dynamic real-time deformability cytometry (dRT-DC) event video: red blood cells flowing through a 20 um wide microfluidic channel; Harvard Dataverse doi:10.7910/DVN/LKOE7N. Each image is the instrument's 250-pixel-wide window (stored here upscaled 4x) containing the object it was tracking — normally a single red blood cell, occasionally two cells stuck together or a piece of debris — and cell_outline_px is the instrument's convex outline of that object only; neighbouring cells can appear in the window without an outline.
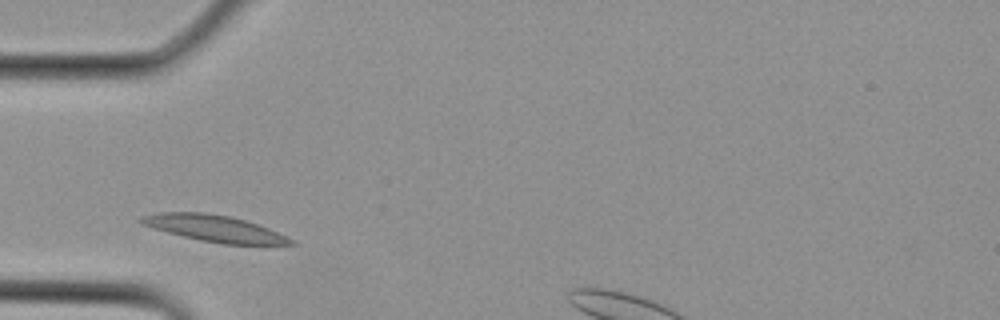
{"species": "Egyptian fruit bat (a non-hibernating species)", "species_latin": "Rousettus aegyptiacus", "temperature_condition": "cold", "stored_images_in_passage": 3, "camera_frame_rate_fps": 3000, "um_per_image_px": 0.085, "animal": {"sex": "female"}, "frame": {"image": 1, "passage_image": 2, "time_ms": 0.333, "image_size_px": [1000, 320], "cell_outline_px": [[296, 244], [224, 244], [200, 240], [152, 228], [136, 220], [140, 216], [160, 212], [204, 212], [228, 216], [244, 220], [268, 228], [296, 240]], "centroid_in_image_um": [18.2, 19.41], "position_along_channel_um": 66.8, "area_um2": 22.83}}